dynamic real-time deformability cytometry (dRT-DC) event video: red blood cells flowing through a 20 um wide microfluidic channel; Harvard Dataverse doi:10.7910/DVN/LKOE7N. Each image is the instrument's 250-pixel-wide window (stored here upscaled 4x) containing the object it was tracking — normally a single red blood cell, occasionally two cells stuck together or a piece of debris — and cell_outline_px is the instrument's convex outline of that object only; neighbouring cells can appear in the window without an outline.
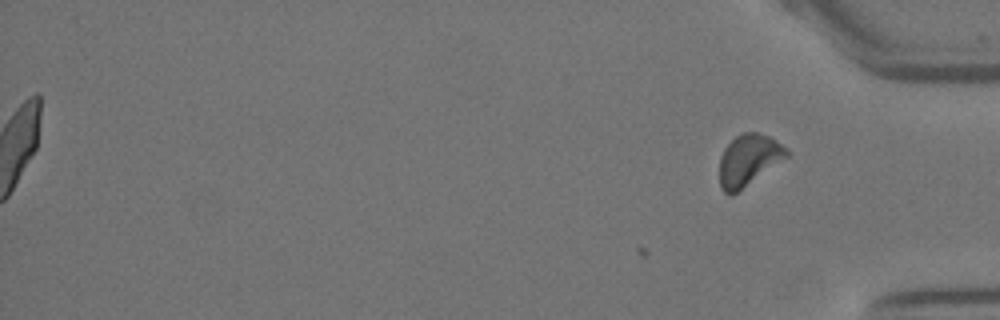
{"species": "Egyptian fruit bat (a non-hibernating species)", "species_latin": "Rousettus aegyptiacus", "temperature_condition": "warm", "stored_images_in_passage": 15, "segment_of_instrument_passage": [2, 2], "camera_frame_rate_fps": 3000, "um_per_image_px": 0.085, "animal": {"sex": "female"}, "frame": {"image": 1, "passage_image": 15, "time_ms": 17.667, "image_size_px": [1000, 320], "cell_outline_px": [[792, 152], [788, 156], [732, 196], [728, 196], [720, 188], [720, 156], [724, 148], [736, 136], [744, 132], [756, 132], [772, 136], [788, 148]], "centroid_in_image_um": [63.65, 13.59], "position_along_channel_um": 371.6, "area_um2": 20.29}}